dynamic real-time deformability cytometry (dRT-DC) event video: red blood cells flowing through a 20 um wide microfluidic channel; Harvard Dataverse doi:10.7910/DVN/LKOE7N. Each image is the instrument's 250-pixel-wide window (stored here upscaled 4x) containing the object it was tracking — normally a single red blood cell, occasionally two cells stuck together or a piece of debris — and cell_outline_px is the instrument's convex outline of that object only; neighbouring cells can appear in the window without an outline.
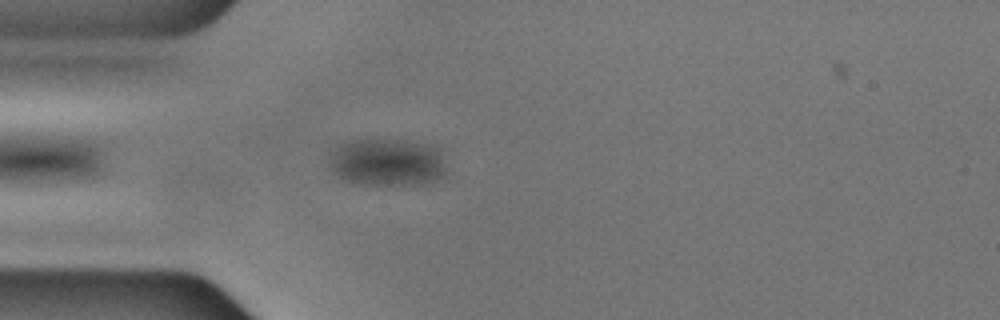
{"species": "common noctule bat (a hibernating species)", "species_latin": "Nyctalus noctula", "temperature_condition": "cold", "stored_images_in_passage": 45, "camera_frame_rate_fps": 3000, "um_per_image_px": 0.085, "animal": {"sex": "male", "body_mass_g": 17.9, "forearm_length_mm": 54.2}, "frame": {"image": 1, "passage_image": 4, "time_ms": 1.0, "image_size_px": [1000, 320], "cell_outline_px": [[444, 176], [436, 180], [424, 184], [360, 184], [348, 180], [332, 172], [328, 164], [328, 156], [336, 144], [344, 140], [412, 140], [436, 144], [440, 148], [444, 168]], "centroid_in_image_um": [32.89, 13.75], "position_along_channel_um": 52.1, "area_um2": 33.06}}
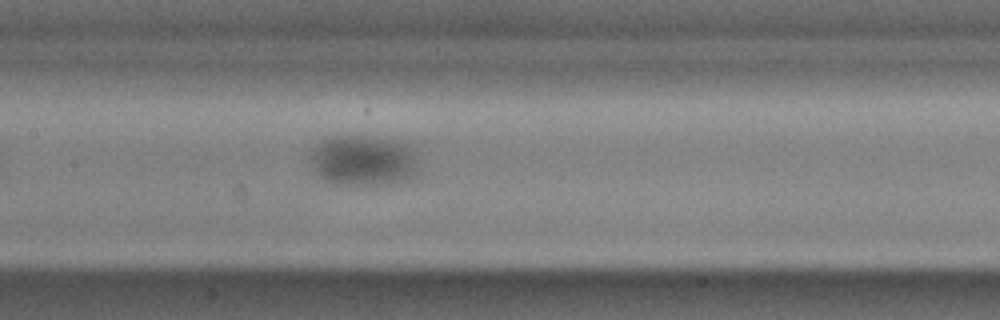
{"frame": {"image": 2, "passage_image": 15, "time_ms": 4.667, "image_size_px": [1000, 320], "cell_outline_px": [[416, 180], [404, 184], [332, 184], [324, 180], [316, 172], [312, 164], [312, 148], [316, 144], [328, 136], [364, 136], [396, 140], [408, 144], [412, 148], [416, 160]], "centroid_in_image_um": [30.94, 13.66], "position_along_channel_um": 176.5, "area_um2": 32.43}}
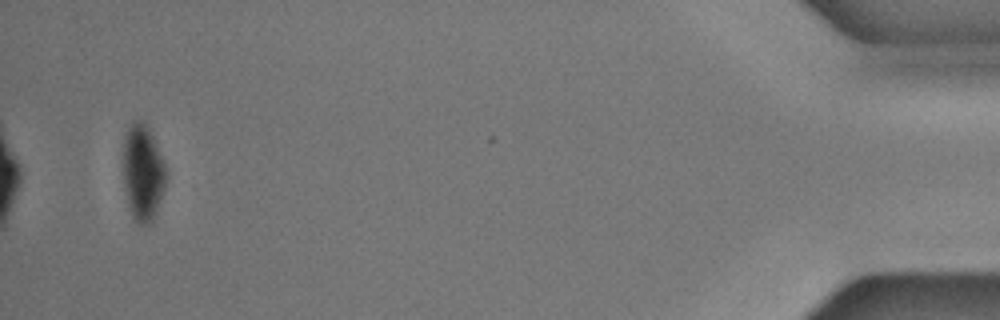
{"frame": {"image": 3, "passage_image": 43, "time_ms": 14.0, "image_size_px": [1000, 320], "cell_outline_px": [[164, 188], [156, 212], [152, 220], [148, 224], [140, 224], [132, 216], [128, 204], [124, 188], [124, 136], [132, 120], [144, 120], [152, 136], [164, 164]], "centroid_in_image_um": [12.11, 14.65], "position_along_channel_um": 423.1, "area_um2": 23.41}}